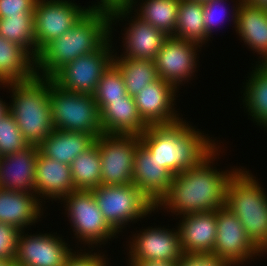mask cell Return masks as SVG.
<instances>
[{
    "instance_id": "6da1fadb",
    "label": "cell",
    "mask_w": 267,
    "mask_h": 266,
    "mask_svg": "<svg viewBox=\"0 0 267 266\" xmlns=\"http://www.w3.org/2000/svg\"><path fill=\"white\" fill-rule=\"evenodd\" d=\"M217 151L218 148L198 166L174 175L168 191L155 205V209L165 206L173 213L178 212L176 215L184 216L224 207L228 180L238 168L228 172L213 169L210 164L219 155Z\"/></svg>"
},
{
    "instance_id": "7a4b0ae2",
    "label": "cell",
    "mask_w": 267,
    "mask_h": 266,
    "mask_svg": "<svg viewBox=\"0 0 267 266\" xmlns=\"http://www.w3.org/2000/svg\"><path fill=\"white\" fill-rule=\"evenodd\" d=\"M160 166L173 176L198 166L217 147L212 139L189 126L183 118L171 125H151L139 136Z\"/></svg>"
},
{
    "instance_id": "3957f363",
    "label": "cell",
    "mask_w": 267,
    "mask_h": 266,
    "mask_svg": "<svg viewBox=\"0 0 267 266\" xmlns=\"http://www.w3.org/2000/svg\"><path fill=\"white\" fill-rule=\"evenodd\" d=\"M109 15L106 10L90 9L71 29L49 42L35 59L36 75L52 78L77 57L99 50L111 37Z\"/></svg>"
},
{
    "instance_id": "277c9868",
    "label": "cell",
    "mask_w": 267,
    "mask_h": 266,
    "mask_svg": "<svg viewBox=\"0 0 267 266\" xmlns=\"http://www.w3.org/2000/svg\"><path fill=\"white\" fill-rule=\"evenodd\" d=\"M52 81L35 75L28 81L5 84L13 93L8 109L29 145L38 146L54 131L49 98Z\"/></svg>"
},
{
    "instance_id": "5b68a950",
    "label": "cell",
    "mask_w": 267,
    "mask_h": 266,
    "mask_svg": "<svg viewBox=\"0 0 267 266\" xmlns=\"http://www.w3.org/2000/svg\"><path fill=\"white\" fill-rule=\"evenodd\" d=\"M263 189L249 171L238 169L225 191V207L237 216L257 248L267 239V196Z\"/></svg>"
},
{
    "instance_id": "8992f818",
    "label": "cell",
    "mask_w": 267,
    "mask_h": 266,
    "mask_svg": "<svg viewBox=\"0 0 267 266\" xmlns=\"http://www.w3.org/2000/svg\"><path fill=\"white\" fill-rule=\"evenodd\" d=\"M50 111L54 129L103 134L100 110L94 95L65 90L53 81L49 85Z\"/></svg>"
},
{
    "instance_id": "52a82bcc",
    "label": "cell",
    "mask_w": 267,
    "mask_h": 266,
    "mask_svg": "<svg viewBox=\"0 0 267 266\" xmlns=\"http://www.w3.org/2000/svg\"><path fill=\"white\" fill-rule=\"evenodd\" d=\"M92 192L104 219L117 233L128 222L155 211L152 202L132 183L100 185Z\"/></svg>"
},
{
    "instance_id": "ba28073f",
    "label": "cell",
    "mask_w": 267,
    "mask_h": 266,
    "mask_svg": "<svg viewBox=\"0 0 267 266\" xmlns=\"http://www.w3.org/2000/svg\"><path fill=\"white\" fill-rule=\"evenodd\" d=\"M95 143L101 157V185L131 184L139 136L103 133Z\"/></svg>"
},
{
    "instance_id": "9c48e42d",
    "label": "cell",
    "mask_w": 267,
    "mask_h": 266,
    "mask_svg": "<svg viewBox=\"0 0 267 266\" xmlns=\"http://www.w3.org/2000/svg\"><path fill=\"white\" fill-rule=\"evenodd\" d=\"M62 201L67 203L65 208L75 236L85 244L97 245L116 236L117 232L104 219L92 190H75Z\"/></svg>"
},
{
    "instance_id": "30bf717a",
    "label": "cell",
    "mask_w": 267,
    "mask_h": 266,
    "mask_svg": "<svg viewBox=\"0 0 267 266\" xmlns=\"http://www.w3.org/2000/svg\"><path fill=\"white\" fill-rule=\"evenodd\" d=\"M110 41L99 50L79 56L66 64L52 77L53 82L71 92L93 95L103 72L112 63Z\"/></svg>"
},
{
    "instance_id": "8fae6325",
    "label": "cell",
    "mask_w": 267,
    "mask_h": 266,
    "mask_svg": "<svg viewBox=\"0 0 267 266\" xmlns=\"http://www.w3.org/2000/svg\"><path fill=\"white\" fill-rule=\"evenodd\" d=\"M89 10L70 0H37L33 12L37 55L49 42L71 29Z\"/></svg>"
},
{
    "instance_id": "7c38bea8",
    "label": "cell",
    "mask_w": 267,
    "mask_h": 266,
    "mask_svg": "<svg viewBox=\"0 0 267 266\" xmlns=\"http://www.w3.org/2000/svg\"><path fill=\"white\" fill-rule=\"evenodd\" d=\"M217 234L212 254L224 258L232 266L239 265L259 255L237 216L228 208L216 210Z\"/></svg>"
},
{
    "instance_id": "4fadbf2b",
    "label": "cell",
    "mask_w": 267,
    "mask_h": 266,
    "mask_svg": "<svg viewBox=\"0 0 267 266\" xmlns=\"http://www.w3.org/2000/svg\"><path fill=\"white\" fill-rule=\"evenodd\" d=\"M202 45L191 40L168 36L155 59L159 78L175 88L192 77L197 66V48ZM178 84V85H177Z\"/></svg>"
},
{
    "instance_id": "5bb4252c",
    "label": "cell",
    "mask_w": 267,
    "mask_h": 266,
    "mask_svg": "<svg viewBox=\"0 0 267 266\" xmlns=\"http://www.w3.org/2000/svg\"><path fill=\"white\" fill-rule=\"evenodd\" d=\"M56 237L47 233L24 236V231H20L14 266H64L72 249Z\"/></svg>"
},
{
    "instance_id": "9a60e30c",
    "label": "cell",
    "mask_w": 267,
    "mask_h": 266,
    "mask_svg": "<svg viewBox=\"0 0 267 266\" xmlns=\"http://www.w3.org/2000/svg\"><path fill=\"white\" fill-rule=\"evenodd\" d=\"M168 230L164 227H151L141 231L137 237L134 235L129 246V265L145 260L178 262L183 256L179 230Z\"/></svg>"
},
{
    "instance_id": "2e32d148",
    "label": "cell",
    "mask_w": 267,
    "mask_h": 266,
    "mask_svg": "<svg viewBox=\"0 0 267 266\" xmlns=\"http://www.w3.org/2000/svg\"><path fill=\"white\" fill-rule=\"evenodd\" d=\"M158 78L135 95V103L141 118L149 125H171L181 118L174 111L177 89ZM178 115V116H177Z\"/></svg>"
},
{
    "instance_id": "e0dca14e",
    "label": "cell",
    "mask_w": 267,
    "mask_h": 266,
    "mask_svg": "<svg viewBox=\"0 0 267 266\" xmlns=\"http://www.w3.org/2000/svg\"><path fill=\"white\" fill-rule=\"evenodd\" d=\"M173 175L140 143L135 150L132 184L155 206L168 191Z\"/></svg>"
},
{
    "instance_id": "ac0fdd59",
    "label": "cell",
    "mask_w": 267,
    "mask_h": 266,
    "mask_svg": "<svg viewBox=\"0 0 267 266\" xmlns=\"http://www.w3.org/2000/svg\"><path fill=\"white\" fill-rule=\"evenodd\" d=\"M38 153V146L28 145L21 151L0 156V188L35 193Z\"/></svg>"
},
{
    "instance_id": "d6986e66",
    "label": "cell",
    "mask_w": 267,
    "mask_h": 266,
    "mask_svg": "<svg viewBox=\"0 0 267 266\" xmlns=\"http://www.w3.org/2000/svg\"><path fill=\"white\" fill-rule=\"evenodd\" d=\"M182 219L178 230L183 254L211 253L217 234L216 210L184 215Z\"/></svg>"
},
{
    "instance_id": "ffe728a7",
    "label": "cell",
    "mask_w": 267,
    "mask_h": 266,
    "mask_svg": "<svg viewBox=\"0 0 267 266\" xmlns=\"http://www.w3.org/2000/svg\"><path fill=\"white\" fill-rule=\"evenodd\" d=\"M231 14L236 32L245 44L262 55L263 63L267 59V8L242 0Z\"/></svg>"
},
{
    "instance_id": "44dd1931",
    "label": "cell",
    "mask_w": 267,
    "mask_h": 266,
    "mask_svg": "<svg viewBox=\"0 0 267 266\" xmlns=\"http://www.w3.org/2000/svg\"><path fill=\"white\" fill-rule=\"evenodd\" d=\"M70 165L46 158L40 152L35 170V194L60 199L75 191Z\"/></svg>"
},
{
    "instance_id": "7402d4cb",
    "label": "cell",
    "mask_w": 267,
    "mask_h": 266,
    "mask_svg": "<svg viewBox=\"0 0 267 266\" xmlns=\"http://www.w3.org/2000/svg\"><path fill=\"white\" fill-rule=\"evenodd\" d=\"M100 122L105 134L140 136L148 128L141 118L134 97L107 103L100 110Z\"/></svg>"
},
{
    "instance_id": "603a6c76",
    "label": "cell",
    "mask_w": 267,
    "mask_h": 266,
    "mask_svg": "<svg viewBox=\"0 0 267 266\" xmlns=\"http://www.w3.org/2000/svg\"><path fill=\"white\" fill-rule=\"evenodd\" d=\"M36 194L0 188V222L15 226L20 231L41 216V199Z\"/></svg>"
},
{
    "instance_id": "cb8c5ba5",
    "label": "cell",
    "mask_w": 267,
    "mask_h": 266,
    "mask_svg": "<svg viewBox=\"0 0 267 266\" xmlns=\"http://www.w3.org/2000/svg\"><path fill=\"white\" fill-rule=\"evenodd\" d=\"M97 137L96 134L54 129L38 148L46 158L70 165L79 154L95 143Z\"/></svg>"
},
{
    "instance_id": "d4e9b609",
    "label": "cell",
    "mask_w": 267,
    "mask_h": 266,
    "mask_svg": "<svg viewBox=\"0 0 267 266\" xmlns=\"http://www.w3.org/2000/svg\"><path fill=\"white\" fill-rule=\"evenodd\" d=\"M124 46L126 52L121 55L133 59H145L155 61L159 50L168 37L163 31L156 29L150 23L139 17L132 19L125 32Z\"/></svg>"
},
{
    "instance_id": "484cf974",
    "label": "cell",
    "mask_w": 267,
    "mask_h": 266,
    "mask_svg": "<svg viewBox=\"0 0 267 266\" xmlns=\"http://www.w3.org/2000/svg\"><path fill=\"white\" fill-rule=\"evenodd\" d=\"M35 75V59L20 45L0 36V84L28 81Z\"/></svg>"
},
{
    "instance_id": "4316f807",
    "label": "cell",
    "mask_w": 267,
    "mask_h": 266,
    "mask_svg": "<svg viewBox=\"0 0 267 266\" xmlns=\"http://www.w3.org/2000/svg\"><path fill=\"white\" fill-rule=\"evenodd\" d=\"M112 63L123 77L127 94L131 97H135L145 86L159 78L155 61L153 60L116 57V55H113Z\"/></svg>"
},
{
    "instance_id": "83f0119b",
    "label": "cell",
    "mask_w": 267,
    "mask_h": 266,
    "mask_svg": "<svg viewBox=\"0 0 267 266\" xmlns=\"http://www.w3.org/2000/svg\"><path fill=\"white\" fill-rule=\"evenodd\" d=\"M203 1L180 0L174 37L198 44L208 41L203 20Z\"/></svg>"
},
{
    "instance_id": "f1b7e54d",
    "label": "cell",
    "mask_w": 267,
    "mask_h": 266,
    "mask_svg": "<svg viewBox=\"0 0 267 266\" xmlns=\"http://www.w3.org/2000/svg\"><path fill=\"white\" fill-rule=\"evenodd\" d=\"M259 63L246 82L243 103L245 102L253 120L265 128L267 127V67Z\"/></svg>"
},
{
    "instance_id": "f546056e",
    "label": "cell",
    "mask_w": 267,
    "mask_h": 266,
    "mask_svg": "<svg viewBox=\"0 0 267 266\" xmlns=\"http://www.w3.org/2000/svg\"><path fill=\"white\" fill-rule=\"evenodd\" d=\"M76 190H92L101 185V157L94 143L70 164Z\"/></svg>"
},
{
    "instance_id": "4dcf8cb0",
    "label": "cell",
    "mask_w": 267,
    "mask_h": 266,
    "mask_svg": "<svg viewBox=\"0 0 267 266\" xmlns=\"http://www.w3.org/2000/svg\"><path fill=\"white\" fill-rule=\"evenodd\" d=\"M0 36L20 45L36 59L37 47L35 44L33 12H24L21 16L0 18Z\"/></svg>"
},
{
    "instance_id": "1f68e13d",
    "label": "cell",
    "mask_w": 267,
    "mask_h": 266,
    "mask_svg": "<svg viewBox=\"0 0 267 266\" xmlns=\"http://www.w3.org/2000/svg\"><path fill=\"white\" fill-rule=\"evenodd\" d=\"M179 3L180 0H145L135 15L166 35L173 36Z\"/></svg>"
},
{
    "instance_id": "d6a6232c",
    "label": "cell",
    "mask_w": 267,
    "mask_h": 266,
    "mask_svg": "<svg viewBox=\"0 0 267 266\" xmlns=\"http://www.w3.org/2000/svg\"><path fill=\"white\" fill-rule=\"evenodd\" d=\"M93 95L99 110L107 103L123 100L128 95L123 77L113 63L103 72Z\"/></svg>"
},
{
    "instance_id": "836d02e7",
    "label": "cell",
    "mask_w": 267,
    "mask_h": 266,
    "mask_svg": "<svg viewBox=\"0 0 267 266\" xmlns=\"http://www.w3.org/2000/svg\"><path fill=\"white\" fill-rule=\"evenodd\" d=\"M28 145L18 128L14 116L8 110L0 118V156L21 151Z\"/></svg>"
},
{
    "instance_id": "e575fe53",
    "label": "cell",
    "mask_w": 267,
    "mask_h": 266,
    "mask_svg": "<svg viewBox=\"0 0 267 266\" xmlns=\"http://www.w3.org/2000/svg\"><path fill=\"white\" fill-rule=\"evenodd\" d=\"M19 234L15 226L0 222V260L14 262Z\"/></svg>"
},
{
    "instance_id": "d590c367",
    "label": "cell",
    "mask_w": 267,
    "mask_h": 266,
    "mask_svg": "<svg viewBox=\"0 0 267 266\" xmlns=\"http://www.w3.org/2000/svg\"><path fill=\"white\" fill-rule=\"evenodd\" d=\"M100 2L98 1L97 5L95 4L88 8L109 11L110 25L118 18L130 15L131 9L133 10L132 5L135 3L134 0H100Z\"/></svg>"
},
{
    "instance_id": "8d00e7d4",
    "label": "cell",
    "mask_w": 267,
    "mask_h": 266,
    "mask_svg": "<svg viewBox=\"0 0 267 266\" xmlns=\"http://www.w3.org/2000/svg\"><path fill=\"white\" fill-rule=\"evenodd\" d=\"M225 1L224 0H204L203 1V8H204L203 20L205 23L206 35L208 37H211L212 30H214L213 28L216 27V25L219 24V22H223V20H224L223 16L221 15V12H220L221 10H219V9H222L223 12L225 13L226 10H225V7H223V4H224L223 2H225ZM238 1L241 2L242 0H238ZM218 10H219V12H218ZM218 14L221 16H219ZM224 16H225V14H224Z\"/></svg>"
},
{
    "instance_id": "74e56055",
    "label": "cell",
    "mask_w": 267,
    "mask_h": 266,
    "mask_svg": "<svg viewBox=\"0 0 267 266\" xmlns=\"http://www.w3.org/2000/svg\"><path fill=\"white\" fill-rule=\"evenodd\" d=\"M177 266H232L224 258L212 253L183 254Z\"/></svg>"
},
{
    "instance_id": "f35d334b",
    "label": "cell",
    "mask_w": 267,
    "mask_h": 266,
    "mask_svg": "<svg viewBox=\"0 0 267 266\" xmlns=\"http://www.w3.org/2000/svg\"><path fill=\"white\" fill-rule=\"evenodd\" d=\"M37 0H0V18L34 12Z\"/></svg>"
},
{
    "instance_id": "ab89813d",
    "label": "cell",
    "mask_w": 267,
    "mask_h": 266,
    "mask_svg": "<svg viewBox=\"0 0 267 266\" xmlns=\"http://www.w3.org/2000/svg\"><path fill=\"white\" fill-rule=\"evenodd\" d=\"M80 253V254H79ZM72 252V254L67 258L64 266H107L108 263L101 254L97 253H82V252ZM82 253V254H81Z\"/></svg>"
},
{
    "instance_id": "60d3db41",
    "label": "cell",
    "mask_w": 267,
    "mask_h": 266,
    "mask_svg": "<svg viewBox=\"0 0 267 266\" xmlns=\"http://www.w3.org/2000/svg\"><path fill=\"white\" fill-rule=\"evenodd\" d=\"M178 262L145 260L135 262L132 266H177Z\"/></svg>"
},
{
    "instance_id": "b9f144b4",
    "label": "cell",
    "mask_w": 267,
    "mask_h": 266,
    "mask_svg": "<svg viewBox=\"0 0 267 266\" xmlns=\"http://www.w3.org/2000/svg\"><path fill=\"white\" fill-rule=\"evenodd\" d=\"M8 105L0 99V118L8 111Z\"/></svg>"
},
{
    "instance_id": "7bdbcfd3",
    "label": "cell",
    "mask_w": 267,
    "mask_h": 266,
    "mask_svg": "<svg viewBox=\"0 0 267 266\" xmlns=\"http://www.w3.org/2000/svg\"><path fill=\"white\" fill-rule=\"evenodd\" d=\"M246 1L254 5L267 7V0H246Z\"/></svg>"
},
{
    "instance_id": "ee69618b",
    "label": "cell",
    "mask_w": 267,
    "mask_h": 266,
    "mask_svg": "<svg viewBox=\"0 0 267 266\" xmlns=\"http://www.w3.org/2000/svg\"><path fill=\"white\" fill-rule=\"evenodd\" d=\"M267 252V239L264 241V243L258 248V253Z\"/></svg>"
},
{
    "instance_id": "f6af8a7d",
    "label": "cell",
    "mask_w": 267,
    "mask_h": 266,
    "mask_svg": "<svg viewBox=\"0 0 267 266\" xmlns=\"http://www.w3.org/2000/svg\"><path fill=\"white\" fill-rule=\"evenodd\" d=\"M0 266H14V262L8 260H0Z\"/></svg>"
},
{
    "instance_id": "bcb514c9",
    "label": "cell",
    "mask_w": 267,
    "mask_h": 266,
    "mask_svg": "<svg viewBox=\"0 0 267 266\" xmlns=\"http://www.w3.org/2000/svg\"><path fill=\"white\" fill-rule=\"evenodd\" d=\"M262 64L267 67V59Z\"/></svg>"
}]
</instances>
